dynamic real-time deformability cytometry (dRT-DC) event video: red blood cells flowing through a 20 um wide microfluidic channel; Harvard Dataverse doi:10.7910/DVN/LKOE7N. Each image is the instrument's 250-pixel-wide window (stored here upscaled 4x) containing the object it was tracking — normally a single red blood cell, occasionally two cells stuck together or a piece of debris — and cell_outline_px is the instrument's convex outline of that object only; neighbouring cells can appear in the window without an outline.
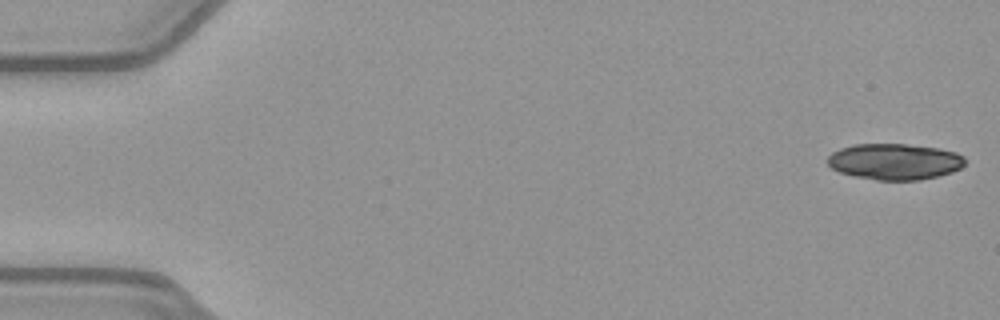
{"species": "common noctule bat (a hibernating species)", "species_latin": "Nyctalus noctula", "temperature_condition": "warm", "stored_images_in_passage": 18, "camera_frame_rate_fps": 3000, "um_per_image_px": 0.085, "animal": {"sex": "female", "body_mass_g": 21.9}, "frame": {"image": 1, "passage_image": 1, "time_ms": 0.0, "image_size_px": [1000, 320], "cell_outline_px": [[964, 164], [960, 168], [952, 172], [920, 180], [876, 180], [856, 176], [840, 172], [832, 168], [828, 164], [828, 156], [832, 152], [840, 148], [856, 144], [904, 144], [936, 148], [956, 152], [964, 156]], "centroid_in_image_um": [76.04, 13.73], "position_along_channel_um": 9.0, "area_um2": 28.73}}